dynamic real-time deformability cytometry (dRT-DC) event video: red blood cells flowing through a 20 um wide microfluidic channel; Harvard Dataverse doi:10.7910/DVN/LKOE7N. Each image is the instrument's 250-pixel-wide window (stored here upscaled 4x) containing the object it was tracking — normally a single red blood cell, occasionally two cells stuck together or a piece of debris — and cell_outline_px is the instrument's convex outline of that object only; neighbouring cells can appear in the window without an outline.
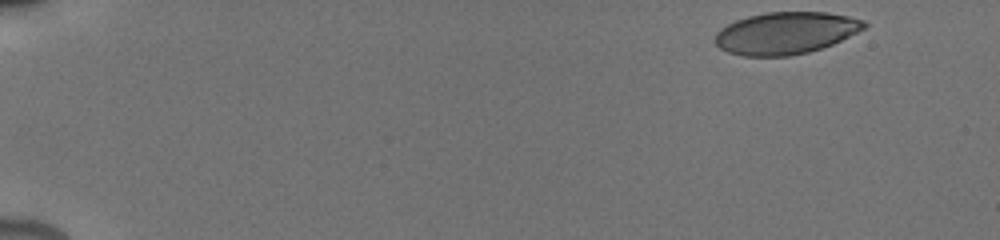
{"species": "human", "species_latin": "Homo sapiens", "temperature_condition": "cold", "stored_images_in_passage": 27, "camera_frame_rate_fps": 3000, "um_per_image_px": 0.085, "donor": {"sex": "male"}, "frame": {"image": 1, "passage_image": 1, "time_ms": 0.0, "image_size_px": [1000, 240], "cell_outline_px": [[868, 24], [864, 28], [832, 44], [808, 52], [788, 56], [744, 56], [728, 52], [720, 48], [716, 44], [716, 32], [720, 28], [736, 20], [748, 16], [764, 12], [828, 12], [848, 16], [864, 20]], "centroid_in_image_um": [66.77, 2.8], "position_along_channel_um": 18.2, "area_um2": 36.36}}
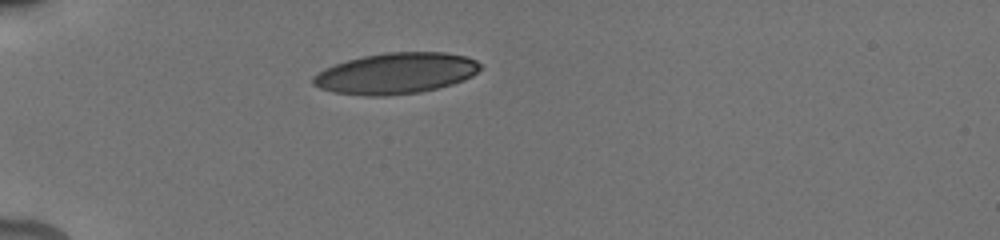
{"frame": {"image": 2, "passage_image": 11, "time_ms": 4.0, "image_size_px": [1000, 240], "cell_outline_px": [[480, 68], [472, 76], [464, 80], [452, 84], [420, 92], [384, 96], [364, 96], [332, 92], [320, 88], [312, 84], [312, 76], [316, 72], [324, 68], [348, 60], [364, 56], [384, 52], [444, 52], [464, 56], [476, 60], [480, 64]], "centroid_in_image_um": [33.61, 6.24], "position_along_channel_um": 51.4, "area_um2": 40.0}}
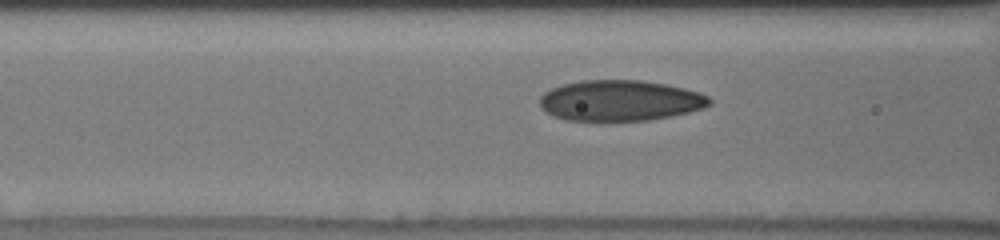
{"frame": {"image": 3, "passage_image": 20, "time_ms": 6.333, "image_size_px": [1000, 240], "cell_outline_px": [[712, 104], [704, 108], [672, 116], [648, 120], [600, 124], [564, 120], [552, 116], [540, 108], [540, 96], [544, 92], [560, 84], [584, 80], [640, 80], [668, 84], [700, 92], [708, 96], [712, 100]], "centroid_in_image_um": [52.67, 8.59], "position_along_channel_um": 113.9, "area_um2": 41.79}}